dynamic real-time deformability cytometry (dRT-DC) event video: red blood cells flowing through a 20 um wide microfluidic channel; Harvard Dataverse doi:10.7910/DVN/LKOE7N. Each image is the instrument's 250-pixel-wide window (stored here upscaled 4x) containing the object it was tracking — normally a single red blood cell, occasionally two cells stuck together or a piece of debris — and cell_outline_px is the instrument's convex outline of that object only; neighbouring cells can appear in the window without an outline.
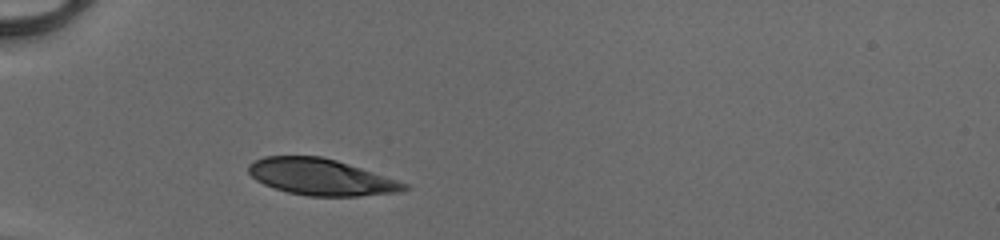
{"species": "human", "species_latin": "Homo sapiens", "temperature_condition": "cold", "stored_images_in_passage": 28, "camera_frame_rate_fps": 3000, "um_per_image_px": 0.085, "donor": {"sex": "male"}, "frame": {"image": 1, "passage_image": 1, "time_ms": 0.0, "image_size_px": [1000, 240], "cell_outline_px": [[412, 184], [408, 188], [400, 192], [360, 196], [308, 196], [288, 192], [264, 184], [256, 180], [248, 172], [248, 164], [264, 156], [320, 156], [336, 160]], "centroid_in_image_um": [27.33, 15.05], "position_along_channel_um": 57.7, "area_um2": 33.06}}
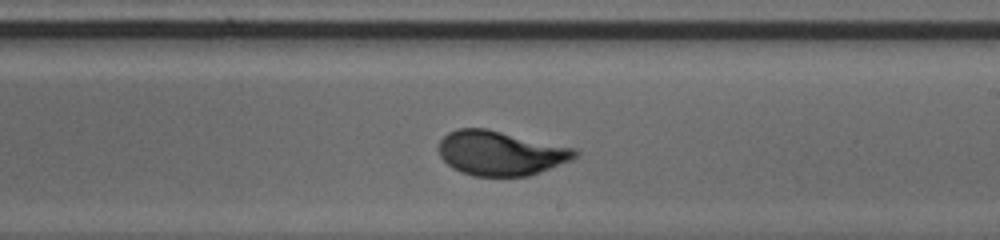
{"frame": {"image": 2, "passage_image": 16, "time_ms": 5.0, "image_size_px": [1000, 240], "cell_outline_px": [[580, 152], [572, 160], [528, 176], [472, 176], [460, 172], [452, 168], [440, 156], [440, 140], [448, 132], [456, 128], [488, 128], [576, 148]], "centroid_in_image_um": [42.56, 13.0], "position_along_channel_um": 246.4, "area_um2": 35.55}}
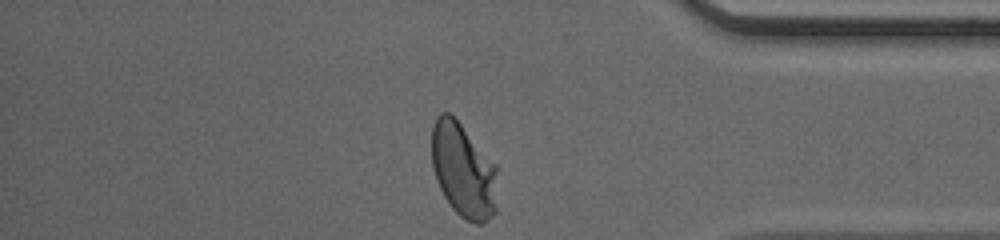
{"frame": {"image": 3, "passage_image": 28, "time_ms": 9.0, "image_size_px": [1000, 240], "cell_outline_px": [[496, 212], [480, 224], [476, 224], [460, 216], [452, 208], [444, 196], [436, 180], [432, 168], [432, 128], [436, 116], [440, 112], [448, 112], [460, 124], [496, 164]], "centroid_in_image_um": [39.37, 14.48], "position_along_channel_um": 395.8, "area_um2": 35.95}, "authors_computed_cell_mechanics": {"area_um2": 35.2869, "velocity_mm_per_s": 4.1083, "shape_relaxation_time_tau1_ms": 3.2638, "shape_relaxation_time_tau2_ms": null, "deformation_change_tau1": 0.1783, "deformation_change_tau2": null}}